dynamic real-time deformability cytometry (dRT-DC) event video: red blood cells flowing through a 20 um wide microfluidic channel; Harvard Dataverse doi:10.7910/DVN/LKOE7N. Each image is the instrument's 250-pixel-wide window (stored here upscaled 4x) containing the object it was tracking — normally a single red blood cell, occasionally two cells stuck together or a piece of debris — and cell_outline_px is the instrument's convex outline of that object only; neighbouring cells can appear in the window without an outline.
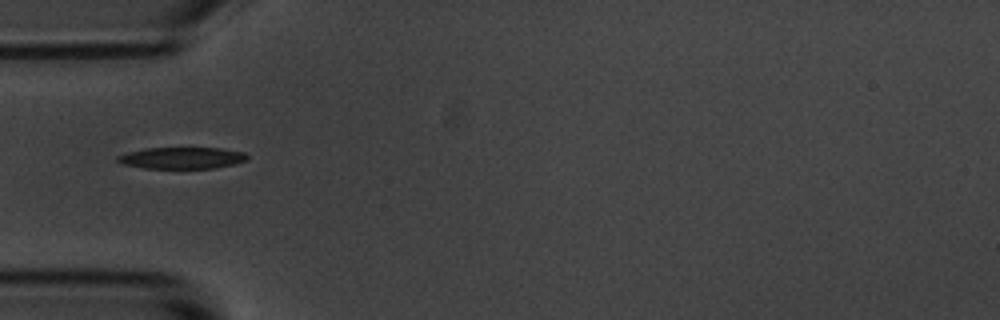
{"species": "common noctule bat (a hibernating species)", "species_latin": "Nyctalus noctula", "temperature_condition": "room temperature", "stored_images_in_passage": 3, "camera_frame_rate_fps": 3000, "um_per_image_px": 0.085, "animal": {"sex": "male", "body_mass_g": 20.1, "forearm_length_mm": 53.5}, "frame": {"image": 1, "passage_image": 1, "time_ms": 0.0, "image_size_px": [1000, 320], "cell_outline_px": [[248, 160], [236, 164], [216, 168], [144, 168], [124, 164], [116, 160], [116, 156], [128, 152], [144, 148], [220, 148], [244, 152], [248, 156]], "centroid_in_image_um": [15.49, 13.42], "position_along_channel_um": 69.5, "area_um2": 16.36}}
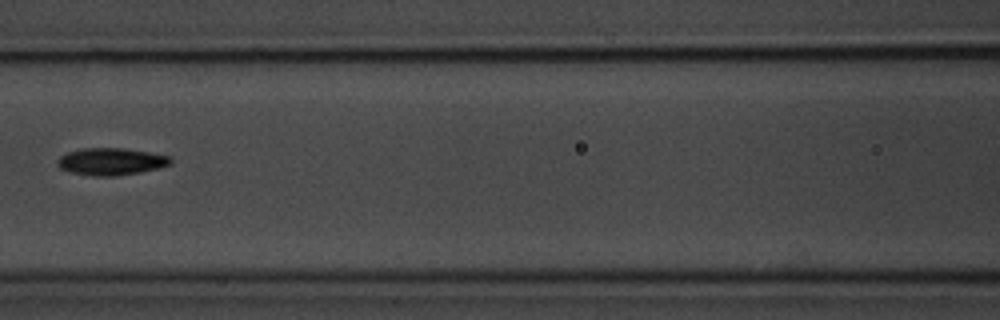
{"frame": {"image": 2, "passage_image": 3, "time_ms": 2.333, "image_size_px": [1000, 320], "cell_outline_px": [[172, 164], [160, 168], [140, 172], [116, 176], [92, 176], [68, 172], [60, 168], [56, 164], [56, 160], [60, 156], [68, 152], [80, 148], [124, 148], [148, 152], [168, 156], [172, 160]], "centroid_in_image_um": [9.41, 13.74], "position_along_channel_um": 157.2, "area_um2": 18.09}}